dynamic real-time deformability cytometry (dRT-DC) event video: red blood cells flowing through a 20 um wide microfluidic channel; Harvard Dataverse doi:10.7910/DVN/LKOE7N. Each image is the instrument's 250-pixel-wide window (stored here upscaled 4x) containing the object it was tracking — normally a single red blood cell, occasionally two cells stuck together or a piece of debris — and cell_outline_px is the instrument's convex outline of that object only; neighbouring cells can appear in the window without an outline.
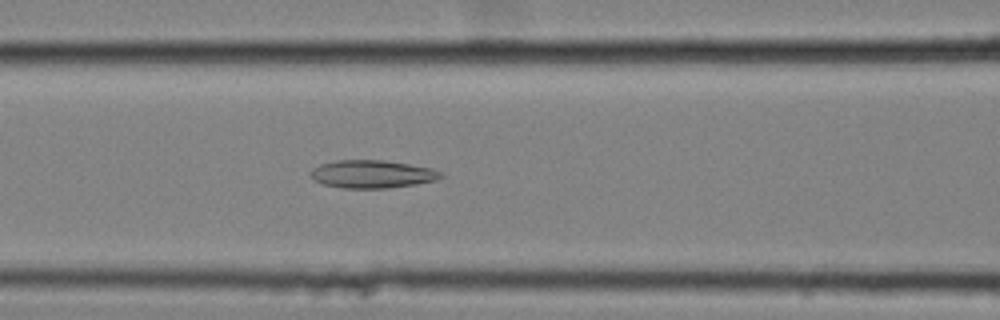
{"species": "common noctule bat (a hibernating species)", "species_latin": "Nyctalus noctula", "temperature_condition": "cold", "stored_images_in_passage": 58, "camera_frame_rate_fps": 3000, "um_per_image_px": 0.085, "animal": {"sex": "female", "body_mass_g": 25.1}, "frame": {"image": 1, "passage_image": 26, "time_ms": 8.333, "image_size_px": [1000, 320], "cell_outline_px": [[444, 176], [436, 180], [416, 184], [388, 188], [340, 188], [324, 184], [312, 180], [308, 176], [308, 172], [312, 168], [320, 164], [336, 160], [384, 160], [432, 168], [440, 172]], "centroid_in_image_um": [31.57, 14.8], "position_along_channel_um": 135.0, "area_um2": 21.39}}
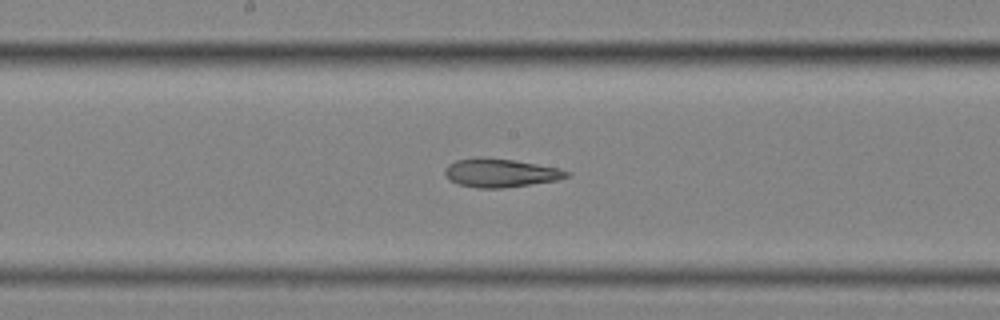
{"frame": {"image": 2, "passage_image": 32, "time_ms": 10.333, "image_size_px": [1000, 320], "cell_outline_px": [[572, 172], [568, 176], [556, 180], [504, 188], [476, 188], [456, 184], [448, 180], [444, 176], [444, 168], [448, 164], [456, 160], [476, 156], [484, 156], [512, 160], [560, 168]], "centroid_in_image_um": [42.46, 14.69], "position_along_channel_um": 205.7, "area_um2": 20.58}}
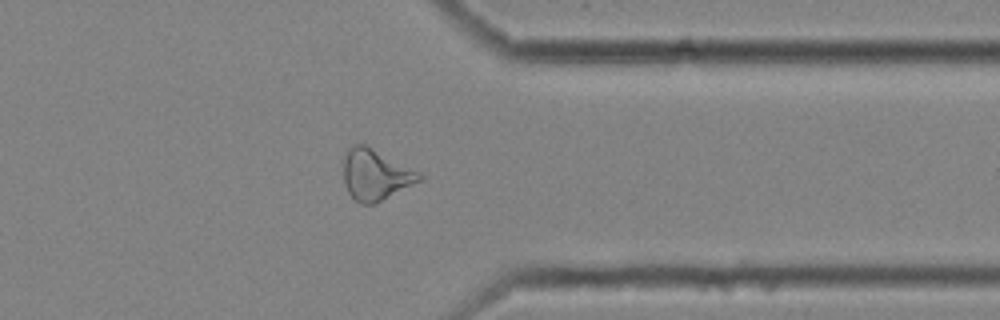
{"frame": {"image": 3, "passage_image": 47, "time_ms": 15.333, "image_size_px": [1000, 320], "cell_outline_px": [[424, 180], [372, 204], [360, 204], [348, 192], [344, 184], [344, 156], [348, 148], [352, 144], [364, 144], [424, 176]], "centroid_in_image_um": [31.88, 14.86], "position_along_channel_um": 379.5, "area_um2": 21.96}, "authors_computed_cell_mechanics": {"area_um2": 24.0448, "velocity_mm_per_s": 3.5415, "shape_relaxation_time_tau1_ms": null, "shape_relaxation_time_tau2_ms": 4.4859, "deformation_change_tau1": null, "deformation_change_tau2": 0.1385}}